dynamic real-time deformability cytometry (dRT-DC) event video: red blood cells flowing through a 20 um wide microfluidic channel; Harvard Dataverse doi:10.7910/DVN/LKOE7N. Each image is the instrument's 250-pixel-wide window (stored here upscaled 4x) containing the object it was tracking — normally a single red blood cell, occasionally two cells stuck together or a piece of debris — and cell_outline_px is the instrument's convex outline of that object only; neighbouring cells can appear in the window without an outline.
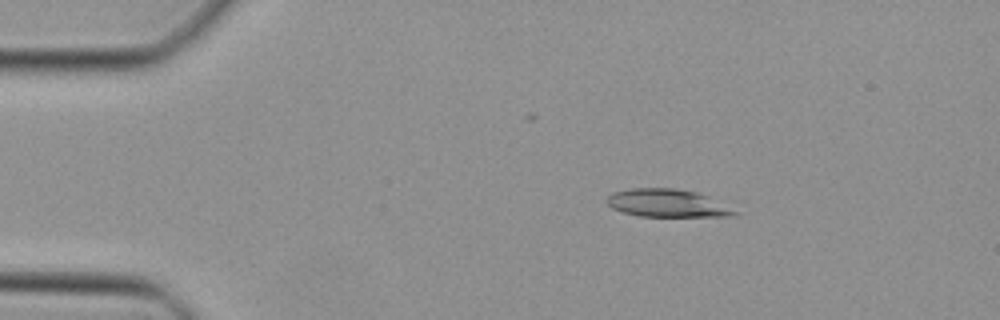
{"species": "Egyptian fruit bat (a non-hibernating species)", "species_latin": "Rousettus aegyptiacus", "temperature_condition": "cold", "stored_images_in_passage": 46, "camera_frame_rate_fps": 3000, "um_per_image_px": 0.085, "animal": {"sex": "female"}, "frame": {"image": 1, "passage_image": 7, "time_ms": 2.0, "image_size_px": [1000, 320], "cell_outline_px": [[740, 212], [736, 216], [640, 216], [624, 212], [612, 208], [604, 200], [612, 192], [632, 188], [676, 188], [696, 192]], "centroid_in_image_um": [56.67, 17.26], "position_along_channel_um": 28.3, "area_um2": 20.52}}
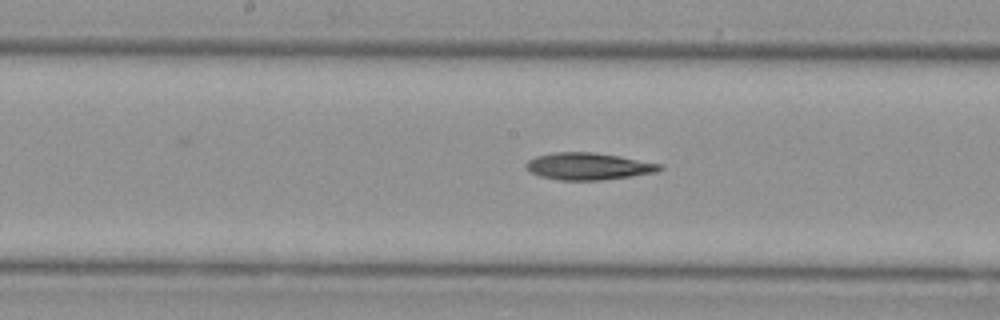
{"frame": {"image": 2, "passage_image": 23, "time_ms": 7.333, "image_size_px": [1000, 320], "cell_outline_px": [[664, 168], [656, 172], [632, 176], [600, 180], [560, 180], [540, 176], [532, 172], [524, 164], [528, 160], [536, 156], [552, 152], [592, 152], [620, 156], [664, 164]], "centroid_in_image_um": [50.05, 14.13], "position_along_channel_um": 198.1, "area_um2": 21.1}}
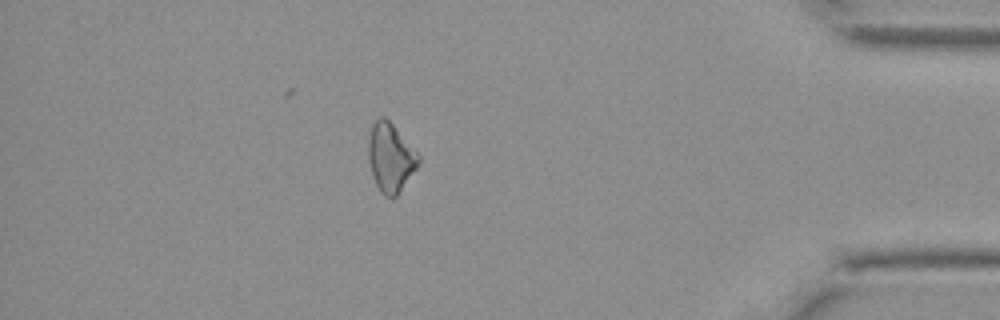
{"frame": {"image": 3, "passage_image": 40, "time_ms": 13.0, "image_size_px": [1000, 320], "cell_outline_px": [[420, 160], [416, 168], [396, 196], [384, 196], [380, 192], [376, 184], [368, 160], [368, 140], [372, 124], [380, 116], [384, 116], [392, 124], [420, 156]], "centroid_in_image_um": [33.17, 13.38], "position_along_channel_um": 402.0, "area_um2": 19.65}}